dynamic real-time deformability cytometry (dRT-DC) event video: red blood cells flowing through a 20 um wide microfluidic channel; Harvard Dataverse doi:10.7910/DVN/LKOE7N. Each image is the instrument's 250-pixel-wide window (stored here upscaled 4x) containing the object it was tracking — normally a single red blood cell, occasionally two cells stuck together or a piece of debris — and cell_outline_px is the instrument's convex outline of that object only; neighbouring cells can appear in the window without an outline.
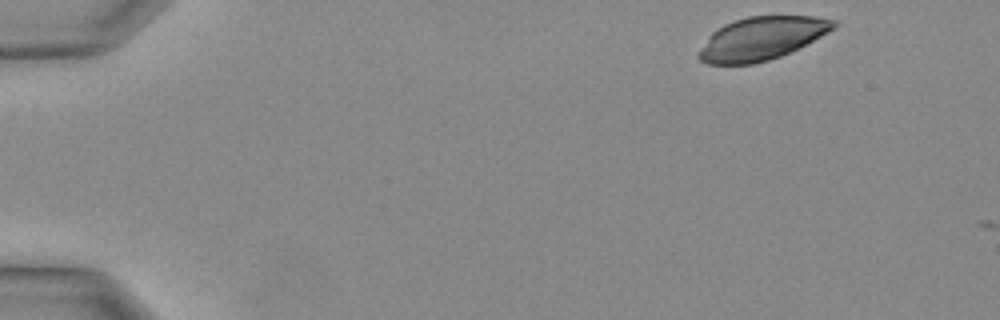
{"species": "Egyptian fruit bat (a non-hibernating species)", "species_latin": "Rousettus aegyptiacus", "temperature_condition": "warm", "stored_images_in_passage": 9, "camera_frame_rate_fps": 3000, "um_per_image_px": 0.085, "animal": {"sex": "female"}, "frame": {"image": 1, "passage_image": 1, "time_ms": 0.0, "image_size_px": [1000, 320], "cell_outline_px": [[836, 24], [832, 28], [820, 36], [780, 56], [768, 60], [752, 64], [708, 64], [700, 60], [696, 56], [708, 36], [712, 32], [724, 24], [748, 16], [816, 16], [836, 20]], "centroid_in_image_um": [64.68, 3.26], "position_along_channel_um": 20.3, "area_um2": 33.29}}